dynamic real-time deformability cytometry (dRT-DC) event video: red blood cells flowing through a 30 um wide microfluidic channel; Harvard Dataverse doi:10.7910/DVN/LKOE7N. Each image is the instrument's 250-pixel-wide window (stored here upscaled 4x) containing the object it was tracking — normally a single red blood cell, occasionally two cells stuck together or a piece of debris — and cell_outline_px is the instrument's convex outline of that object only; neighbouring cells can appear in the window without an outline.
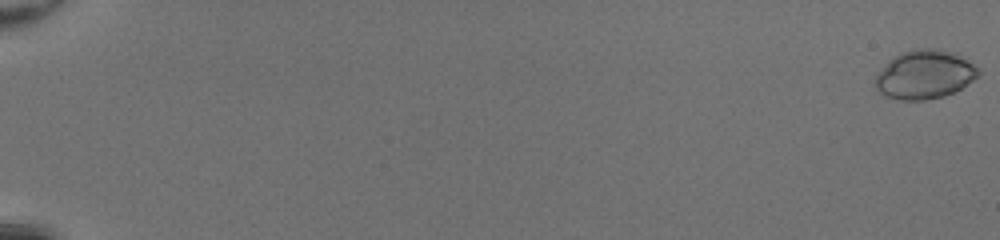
{"species": "common noctule bat (a hibernating species)", "species_latin": "Nyctalus noctula", "temperature_condition": "room temperature", "stored_images_in_passage": 52, "camera_frame_rate_fps": 3000, "um_per_image_px": 0.085, "animal": {"sex": "female", "body_mass_g": 20.0, "forearm_length_mm": 54.0}, "frame": {"image": 1, "passage_image": 1, "time_ms": 0.0, "image_size_px": [1000, 240], "cell_outline_px": [[980, 72], [972, 80], [960, 88], [944, 96], [924, 100], [896, 100], [884, 96], [876, 88], [876, 72], [888, 60], [900, 52], [916, 48], [936, 48], [956, 52], [980, 68]], "centroid_in_image_um": [78.57, 6.31], "position_along_channel_um": 6.4, "area_um2": 29.59}}
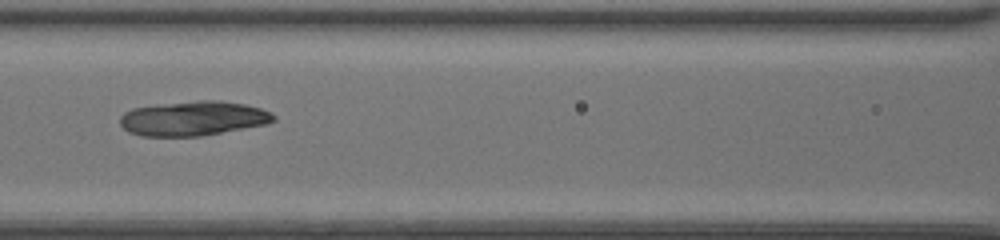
{"frame": {"image": 2, "passage_image": 27, "time_ms": 8.667, "image_size_px": [1000, 240], "cell_outline_px": [[276, 120], [268, 124], [200, 136], [140, 136], [128, 132], [120, 124], [120, 116], [124, 112], [132, 108], [160, 104], [196, 100], [220, 100], [244, 104], [260, 108], [276, 116]], "centroid_in_image_um": [16.41, 10.06], "position_along_channel_um": 150.2, "area_um2": 31.04}}
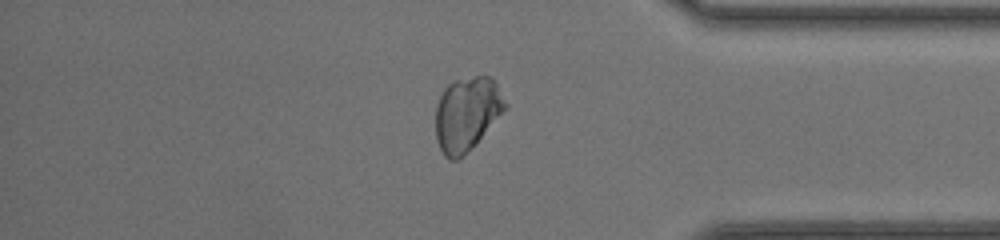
{"frame": {"image": 3, "passage_image": 45, "time_ms": 14.667, "image_size_px": [1000, 240], "cell_outline_px": [[508, 108], [476, 144], [456, 160], [448, 160], [444, 156], [436, 140], [436, 104], [444, 88], [452, 80], [476, 76], [492, 76], [508, 104]], "centroid_in_image_um": [39.7, 9.66], "position_along_channel_um": 395.5, "area_um2": 30.35}, "authors_computed_cell_mechanics": {"area_um2": 29.767, "velocity_mm_per_s": 4.3126, "shape_relaxation_time_tau1_ms": 5.101, "shape_relaxation_time_tau2_ms": null, "deformation_change_tau1": 0.1253, "deformation_change_tau2": null}}